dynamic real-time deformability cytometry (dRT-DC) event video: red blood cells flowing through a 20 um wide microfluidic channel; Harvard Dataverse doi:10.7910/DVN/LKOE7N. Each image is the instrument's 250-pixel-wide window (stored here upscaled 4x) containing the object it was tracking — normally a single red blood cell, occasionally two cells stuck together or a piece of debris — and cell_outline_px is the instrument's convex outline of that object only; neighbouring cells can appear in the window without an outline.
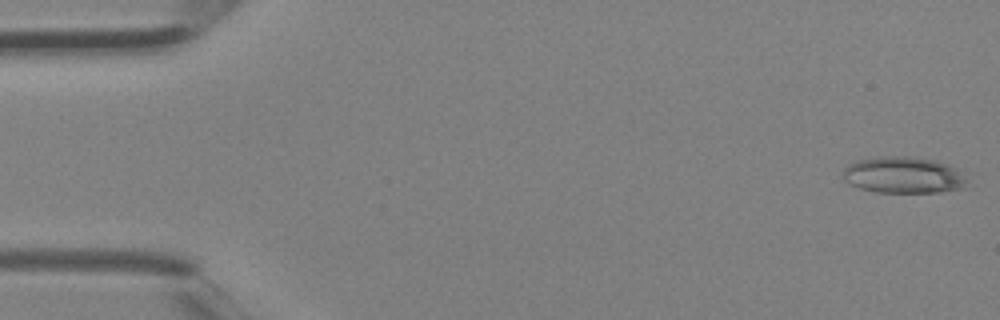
{"species": "Egyptian fruit bat (a non-hibernating species)", "species_latin": "Rousettus aegyptiacus", "temperature_condition": "room temperature", "stored_images_in_passage": 5, "camera_frame_rate_fps": 3000, "um_per_image_px": 0.085, "animal": {"sex": "female"}, "frame": {"image": 1, "passage_image": 1, "time_ms": 0.0, "image_size_px": [1000, 320], "cell_outline_px": [[968, 188], [940, 192], [876, 192], [860, 188], [848, 184], [844, 180], [844, 168], [848, 164], [856, 160], [876, 156], [912, 156], [936, 160], [948, 164], [956, 168], [968, 180]], "centroid_in_image_um": [76.82, 14.87], "position_along_channel_um": 8.2, "area_um2": 26.88}}